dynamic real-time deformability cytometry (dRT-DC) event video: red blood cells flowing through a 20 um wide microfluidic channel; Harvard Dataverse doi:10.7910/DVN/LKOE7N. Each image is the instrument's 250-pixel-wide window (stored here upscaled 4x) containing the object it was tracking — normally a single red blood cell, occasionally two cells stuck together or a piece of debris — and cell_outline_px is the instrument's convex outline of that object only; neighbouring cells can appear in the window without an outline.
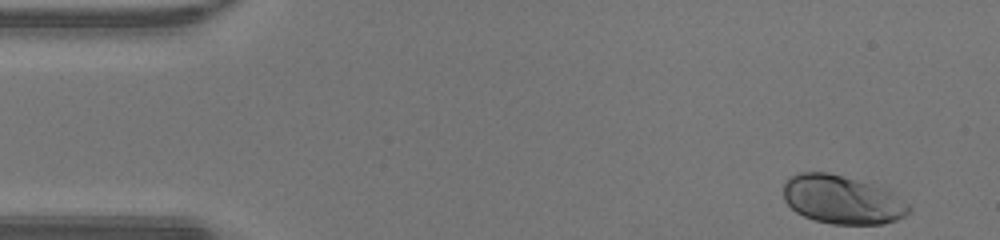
{"species": "human", "species_latin": "Homo sapiens", "temperature_condition": "warm", "stored_images_in_passage": 38, "camera_frame_rate_fps": 3000, "um_per_image_px": 0.085, "donor": {"sex": "male"}, "frame": {"image": 1, "passage_image": 1, "time_ms": 0.0, "image_size_px": [1000, 240], "cell_outline_px": [[912, 208], [904, 216], [896, 220], [884, 224], [832, 224], [816, 220], [804, 216], [796, 212], [784, 200], [784, 184], [788, 176], [800, 172], [828, 172], [856, 180], [880, 188], [888, 192], [908, 204]], "centroid_in_image_um": [71.52, 16.98], "position_along_channel_um": 13.5, "area_um2": 34.91}}
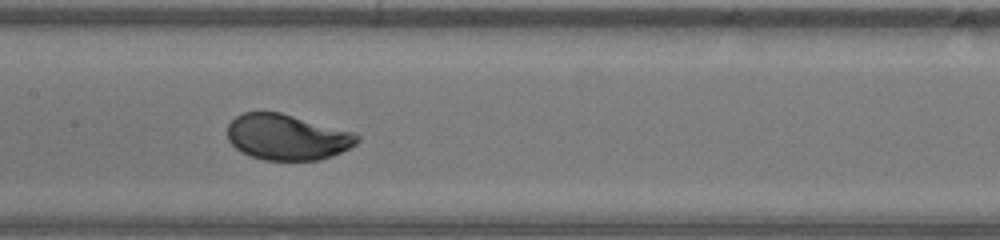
{"frame": {"image": 2, "passage_image": 21, "time_ms": 6.667, "image_size_px": [1000, 240], "cell_outline_px": [[360, 140], [356, 144], [332, 156], [320, 160], [264, 160], [240, 152], [228, 140], [228, 124], [236, 116], [244, 112], [280, 112], [352, 132], [360, 136]], "centroid_in_image_um": [24.38, 11.66], "position_along_channel_um": 183.0, "area_um2": 34.39}}
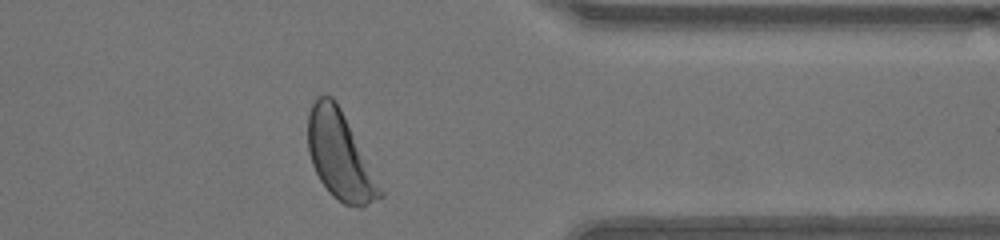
{"frame": {"image": 3, "passage_image": 36, "time_ms": 11.667, "image_size_px": [1000, 240], "cell_outline_px": [[384, 196], [360, 208], [344, 204], [332, 196], [328, 192], [320, 180], [312, 164], [308, 152], [308, 112], [316, 96], [332, 96], [336, 100], [384, 192]], "centroid_in_image_um": [28.88, 13.25], "position_along_channel_um": 382.5, "area_um2": 36.47}, "authors_computed_cell_mechanics": {"area_um2": 34.8823, "velocity_mm_per_s": 4.279, "shape_relaxation_time_tau1_ms": 1.5576, "shape_relaxation_time_tau2_ms": null, "deformation_change_tau1": 0.1202, "deformation_change_tau2": null}}